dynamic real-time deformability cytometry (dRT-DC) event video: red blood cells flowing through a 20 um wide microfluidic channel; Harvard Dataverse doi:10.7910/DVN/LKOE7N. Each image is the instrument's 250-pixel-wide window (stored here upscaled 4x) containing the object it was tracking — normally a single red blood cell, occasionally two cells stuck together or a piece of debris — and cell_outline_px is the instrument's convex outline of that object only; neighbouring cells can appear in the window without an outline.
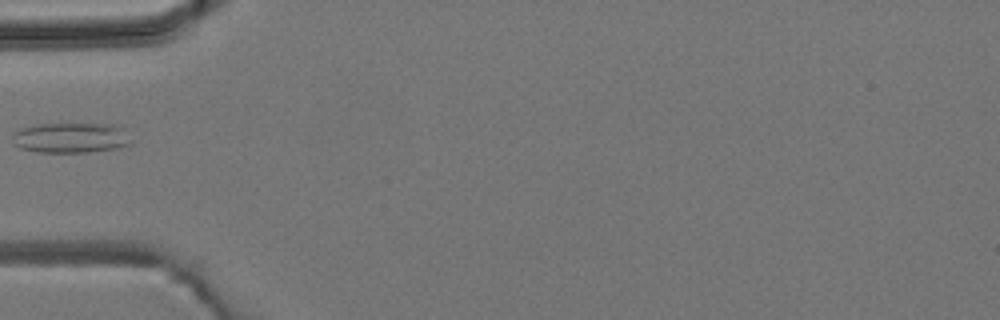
{"species": "common noctule bat (a hibernating species)", "species_latin": "Nyctalus noctula", "temperature_condition": "room temperature", "stored_images_in_passage": 5, "camera_frame_rate_fps": 3000, "um_per_image_px": 0.085, "animal": {"sex": "male", "body_mass_g": 19.2, "forearm_length_mm": 51.8}, "frame": {"image": 1, "passage_image": 5, "time_ms": 4.667, "image_size_px": [1000, 320], "cell_outline_px": [[132, 140], [128, 144], [120, 148], [88, 152], [36, 152], [20, 148], [12, 144], [12, 132], [20, 128], [36, 124], [124, 124]], "centroid_in_image_um": [6.05, 11.7], "position_along_channel_um": 79.0, "area_um2": 21.56}}